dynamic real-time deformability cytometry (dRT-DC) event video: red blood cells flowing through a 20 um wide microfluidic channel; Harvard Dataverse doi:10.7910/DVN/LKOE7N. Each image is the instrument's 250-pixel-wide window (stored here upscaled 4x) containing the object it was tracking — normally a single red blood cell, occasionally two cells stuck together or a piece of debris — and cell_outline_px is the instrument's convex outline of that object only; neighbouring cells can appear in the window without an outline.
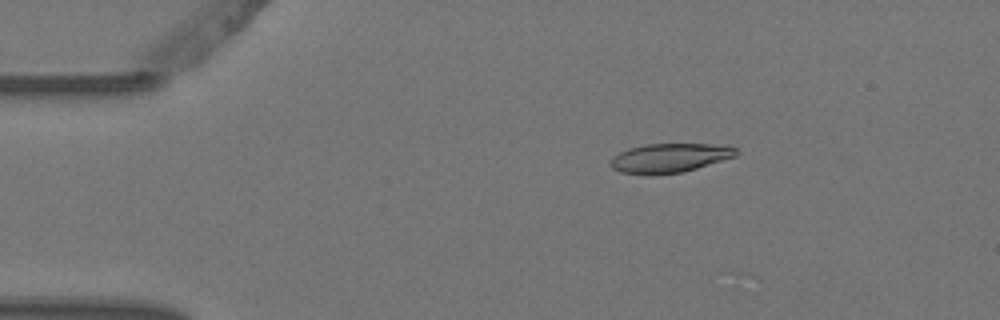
{"species": "Egyptian fruit bat (a non-hibernating species)", "species_latin": "Rousettus aegyptiacus", "temperature_condition": "warm", "stored_images_in_passage": 8, "camera_frame_rate_fps": 3000, "um_per_image_px": 0.085, "animal": {"sex": "female"}, "frame": {"image": 1, "passage_image": 2, "time_ms": 0.333, "image_size_px": [1000, 320], "cell_outline_px": [[740, 152], [736, 156], [684, 172], [648, 176], [620, 172], [612, 168], [608, 164], [612, 156], [628, 148], [648, 144], [728, 144], [736, 148]], "centroid_in_image_um": [56.91, 13.43], "position_along_channel_um": 28.1, "area_um2": 21.85}}
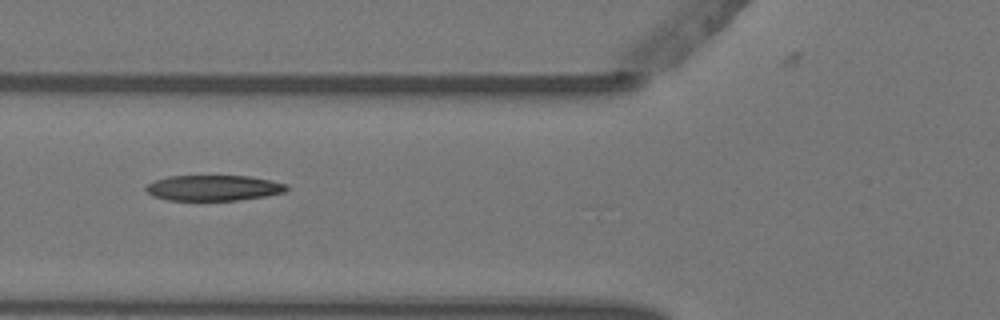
{"frame": {"image": 2, "passage_image": 5, "time_ms": 1.333, "image_size_px": [1000, 320], "cell_outline_px": [[288, 188], [284, 192], [264, 196], [240, 200], [168, 200], [152, 196], [144, 188], [148, 184], [156, 180], [168, 176], [248, 176], [288, 184]], "centroid_in_image_um": [18.13, 15.97], "position_along_channel_um": 107.7, "area_um2": 20.81}}
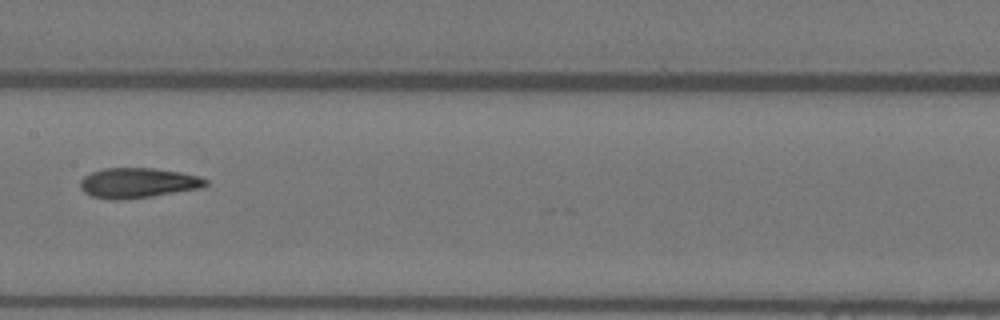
{"frame": {"image": 3, "passage_image": 7, "time_ms": 2.0, "image_size_px": [1000, 320], "cell_outline_px": [[208, 184], [200, 188], [152, 196], [116, 200], [112, 200], [92, 196], [84, 192], [80, 188], [80, 180], [84, 176], [92, 172], [104, 168], [152, 168], [180, 172], [200, 176], [208, 180]], "centroid_in_image_um": [11.71, 15.54], "position_along_channel_um": 195.7, "area_um2": 21.91}}